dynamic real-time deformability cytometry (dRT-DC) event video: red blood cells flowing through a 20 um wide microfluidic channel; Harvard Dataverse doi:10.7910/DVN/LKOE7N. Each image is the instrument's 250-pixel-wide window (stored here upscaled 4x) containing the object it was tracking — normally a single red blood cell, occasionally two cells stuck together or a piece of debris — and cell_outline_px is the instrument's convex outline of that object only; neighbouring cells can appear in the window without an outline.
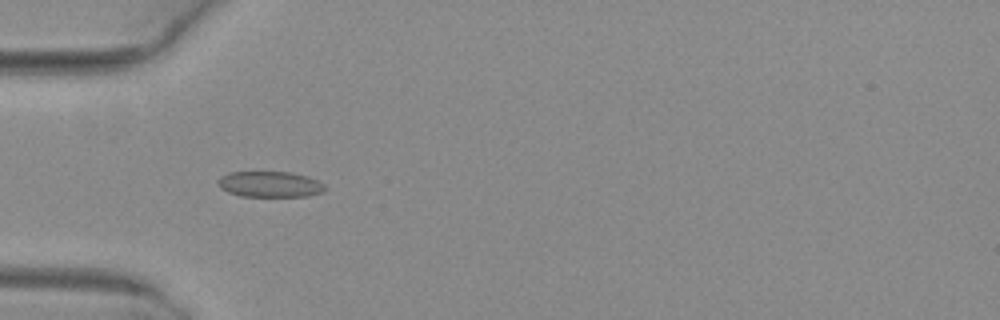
{"species": "common noctule bat (a hibernating species)", "species_latin": "Nyctalus noctula", "temperature_condition": "warm", "stored_images_in_passage": 3, "camera_frame_rate_fps": 3000, "um_per_image_px": 0.085, "animal": {"sex": "female", "body_mass_g": 29.2, "forearm_length_mm": 56.3}, "frame": {"image": 1, "passage_image": 2, "time_ms": 0.333, "image_size_px": [1000, 320], "cell_outline_px": [[328, 188], [324, 192], [308, 196], [240, 196], [228, 192], [220, 188], [216, 184], [216, 180], [220, 176], [228, 172], [292, 172], [308, 176], [324, 184]], "centroid_in_image_um": [22.93, 15.66], "position_along_channel_um": 62.1, "area_um2": 16.36}}
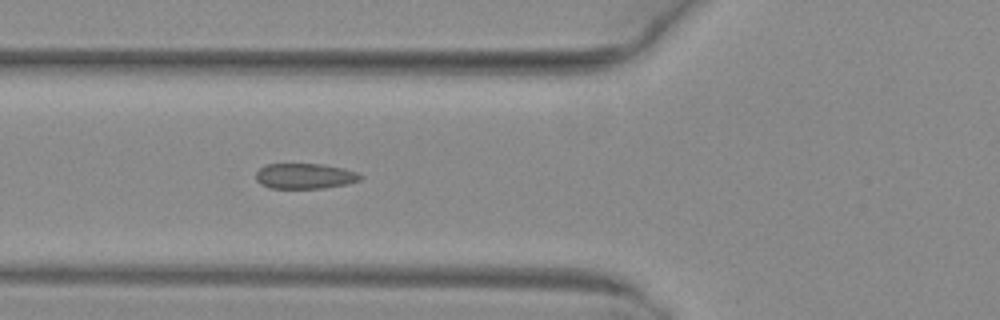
{"frame": {"image": 2, "passage_image": 3, "time_ms": 0.667, "image_size_px": [1000, 320], "cell_outline_px": [[364, 176], [360, 180], [348, 184], [324, 188], [268, 188], [260, 184], [256, 180], [256, 172], [264, 164], [324, 164], [344, 168], [356, 172]], "centroid_in_image_um": [25.91, 14.96], "position_along_channel_um": 99.9, "area_um2": 15.66}}